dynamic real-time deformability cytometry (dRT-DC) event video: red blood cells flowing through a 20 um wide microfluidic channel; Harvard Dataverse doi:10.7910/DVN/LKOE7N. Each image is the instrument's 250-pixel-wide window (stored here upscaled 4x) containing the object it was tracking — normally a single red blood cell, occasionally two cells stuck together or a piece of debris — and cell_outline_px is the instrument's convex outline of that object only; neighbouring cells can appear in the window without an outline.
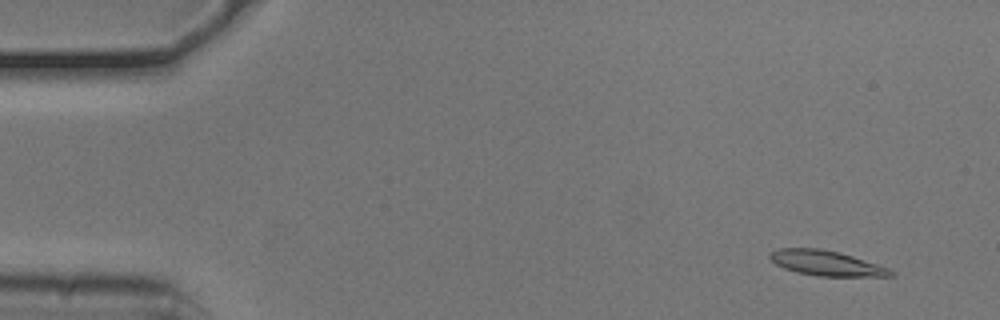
{"species": "common noctule bat (a hibernating species)", "species_latin": "Nyctalus noctula", "temperature_condition": "cold", "stored_images_in_passage": 53, "camera_frame_rate_fps": 3000, "um_per_image_px": 0.085, "animal": {"sex": "male", "body_mass_g": 20.5, "forearm_length_mm": 52.5}, "frame": {"image": 1, "passage_image": 4, "time_ms": 1.0, "image_size_px": [1000, 320], "cell_outline_px": [[896, 276], [820, 276], [796, 272], [784, 268], [776, 264], [768, 256], [772, 252], [780, 248], [820, 248], [840, 252], [888, 268], [896, 272]], "centroid_in_image_um": [70.25, 22.37], "position_along_channel_um": 14.8, "area_um2": 17.51}}
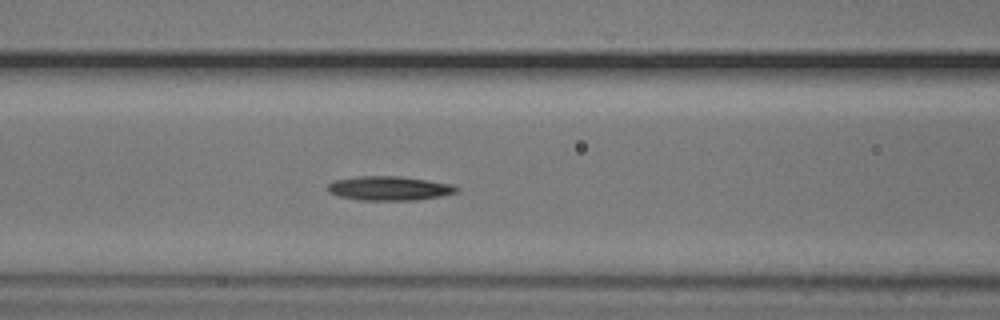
{"frame": {"image": 2, "passage_image": 22, "time_ms": 7.0, "image_size_px": [1000, 320], "cell_outline_px": [[460, 188], [456, 192], [440, 196], [416, 200], [360, 200], [340, 196], [328, 192], [328, 184], [332, 180], [356, 176], [400, 176], [452, 184]], "centroid_in_image_um": [33.06, 16.0], "position_along_channel_um": 133.5, "area_um2": 18.15}}
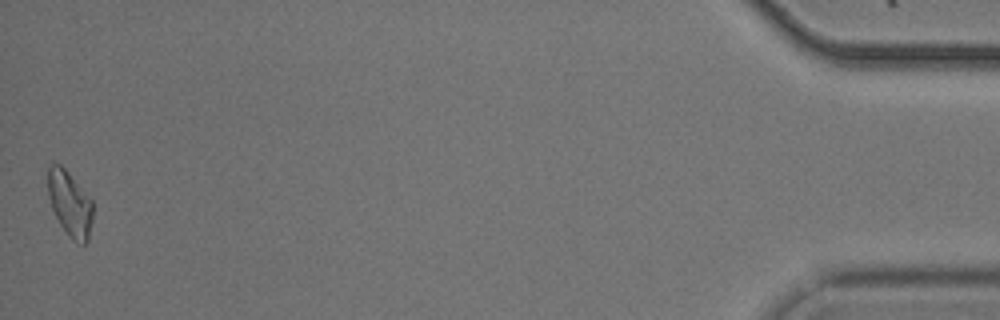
{"frame": {"image": 3, "passage_image": 53, "time_ms": 17.333, "image_size_px": [1000, 320], "cell_outline_px": [[92, 220], [88, 240], [84, 244], [72, 240], [68, 236], [60, 224], [52, 208], [48, 196], [48, 168], [52, 164], [60, 164], [68, 172], [92, 200]], "centroid_in_image_um": [5.94, 17.32], "position_along_channel_um": 429.3, "area_um2": 16.88}, "authors_computed_cell_mechanics": {"area_um2": 17.2822, "velocity_mm_per_s": 3.7795, "shape_relaxation_time_tau1_ms": 2.7932, "shape_relaxation_time_tau2_ms": null, "deformation_change_tau1": 0.1258, "deformation_change_tau2": null}}